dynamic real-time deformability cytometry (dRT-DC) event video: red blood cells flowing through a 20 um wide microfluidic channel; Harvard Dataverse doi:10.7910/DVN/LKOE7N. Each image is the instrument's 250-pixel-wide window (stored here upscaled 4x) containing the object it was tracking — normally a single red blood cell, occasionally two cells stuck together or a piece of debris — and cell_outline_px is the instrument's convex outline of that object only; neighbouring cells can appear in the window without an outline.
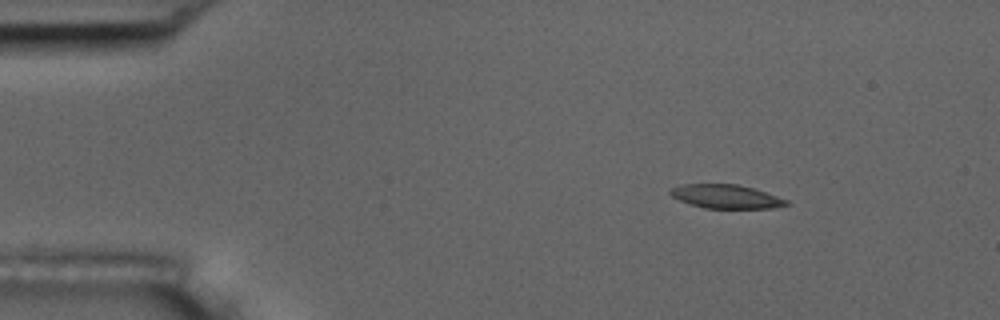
{"species": "common noctule bat (a hibernating species)", "species_latin": "Nyctalus noctula", "temperature_condition": "room temperature", "stored_images_in_passage": 4, "camera_frame_rate_fps": 3000, "um_per_image_px": 0.085, "animal": {"sex": "male", "body_mass_g": 17.5, "forearm_length_mm": 52.3}, "frame": {"image": 1, "passage_image": 2, "time_ms": 1.0, "image_size_px": [1000, 320], "cell_outline_px": [[788, 204], [772, 208], [704, 208], [680, 200], [672, 196], [668, 192], [672, 188], [680, 184], [736, 184], [752, 188], [788, 200]], "centroid_in_image_um": [61.68, 16.7], "position_along_channel_um": 23.3, "area_um2": 15.78}}